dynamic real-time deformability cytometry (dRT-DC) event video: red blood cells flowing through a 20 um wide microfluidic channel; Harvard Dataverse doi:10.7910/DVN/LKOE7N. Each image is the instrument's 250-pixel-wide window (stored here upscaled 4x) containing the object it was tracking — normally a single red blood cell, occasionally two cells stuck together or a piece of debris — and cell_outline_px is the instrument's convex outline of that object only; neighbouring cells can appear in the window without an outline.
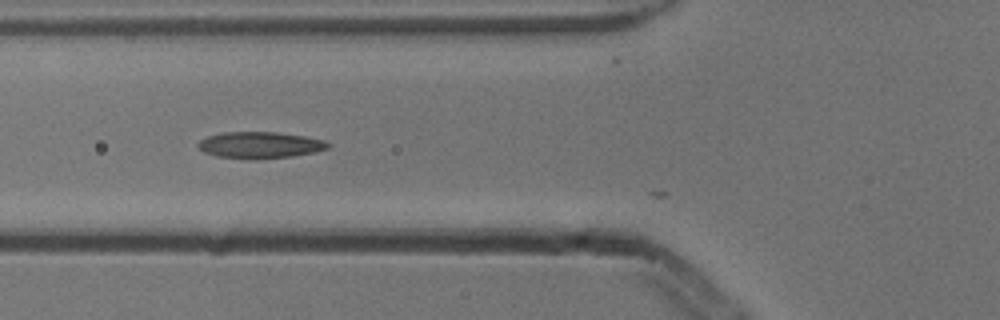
{"species": "common noctule bat (a hibernating species)", "species_latin": "Nyctalus noctula", "temperature_condition": "cold", "stored_images_in_passage": 8, "camera_frame_rate_fps": 3000, "um_per_image_px": 0.085, "animal": {"sex": "male", "body_mass_g": 13.3}, "frame": {"image": 1, "passage_image": 6, "time_ms": 1.667, "image_size_px": [1000, 320], "cell_outline_px": [[332, 144], [328, 148], [316, 152], [292, 156], [256, 160], [248, 160], [216, 156], [204, 152], [196, 144], [200, 140], [208, 136], [220, 132], [276, 132], [304, 136], [324, 140]], "centroid_in_image_um": [22.09, 12.34], "position_along_channel_um": 103.7, "area_um2": 20.35}}